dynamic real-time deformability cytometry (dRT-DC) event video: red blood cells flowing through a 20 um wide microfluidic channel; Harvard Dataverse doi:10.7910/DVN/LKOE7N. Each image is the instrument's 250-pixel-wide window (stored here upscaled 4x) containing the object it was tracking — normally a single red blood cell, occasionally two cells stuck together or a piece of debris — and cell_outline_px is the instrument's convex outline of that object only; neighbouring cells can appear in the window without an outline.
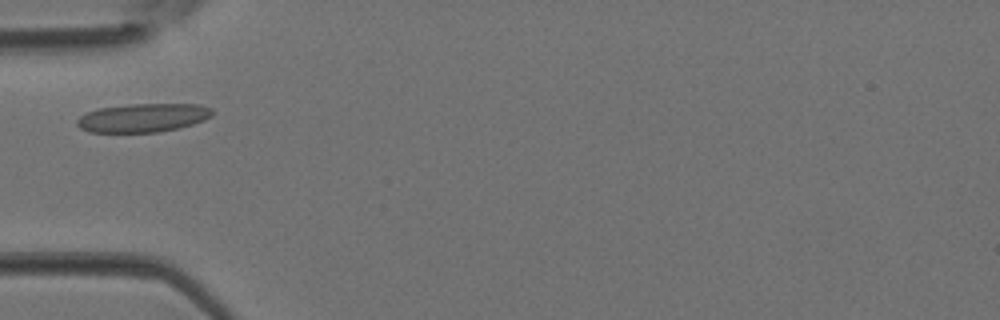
{"species": "Egyptian fruit bat (a non-hibernating species)", "species_latin": "Rousettus aegyptiacus", "temperature_condition": "room temperature", "stored_images_in_passage": 1, "camera_frame_rate_fps": 3000, "um_per_image_px": 0.085, "animal": {"sex": "female"}, "frame": {"image": 1, "passage_image": 1, "time_ms": 0.0, "image_size_px": [1000, 320], "cell_outline_px": [[216, 112], [212, 116], [204, 120], [180, 128], [160, 132], [88, 132], [80, 128], [76, 124], [76, 120], [80, 116], [96, 108], [132, 104], [200, 104], [212, 108]], "centroid_in_image_um": [12.18, 10.01], "position_along_channel_um": 72.8, "area_um2": 22.83}}